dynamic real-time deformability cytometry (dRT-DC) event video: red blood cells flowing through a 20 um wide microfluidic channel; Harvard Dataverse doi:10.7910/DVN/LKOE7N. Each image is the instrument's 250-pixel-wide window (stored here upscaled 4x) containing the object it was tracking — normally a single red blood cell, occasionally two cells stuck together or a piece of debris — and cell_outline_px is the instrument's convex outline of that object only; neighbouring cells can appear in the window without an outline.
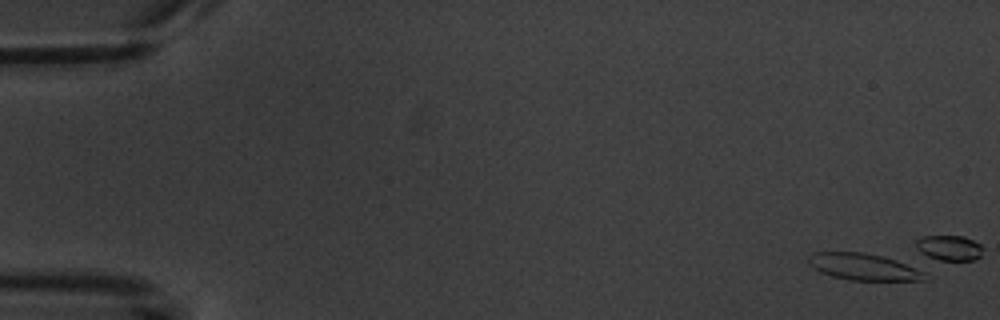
{"species": "common noctule bat (a hibernating species)", "species_latin": "Nyctalus noctula", "temperature_condition": "warm", "stored_images_in_passage": 7, "camera_frame_rate_fps": 3000, "um_per_image_px": 0.085, "animal": {"sex": "male", "body_mass_g": 20.1, "forearm_length_mm": 53.5}, "frame": {"image": 1, "passage_image": 1, "time_ms": 0.0, "image_size_px": [1000, 320], "cell_outline_px": [[924, 280], [848, 280], [832, 276], [820, 272], [808, 264], [808, 256], [812, 252], [864, 252], [884, 256], [924, 268]], "centroid_in_image_um": [73.43, 22.67], "position_along_channel_um": 11.6, "area_um2": 18.44}}